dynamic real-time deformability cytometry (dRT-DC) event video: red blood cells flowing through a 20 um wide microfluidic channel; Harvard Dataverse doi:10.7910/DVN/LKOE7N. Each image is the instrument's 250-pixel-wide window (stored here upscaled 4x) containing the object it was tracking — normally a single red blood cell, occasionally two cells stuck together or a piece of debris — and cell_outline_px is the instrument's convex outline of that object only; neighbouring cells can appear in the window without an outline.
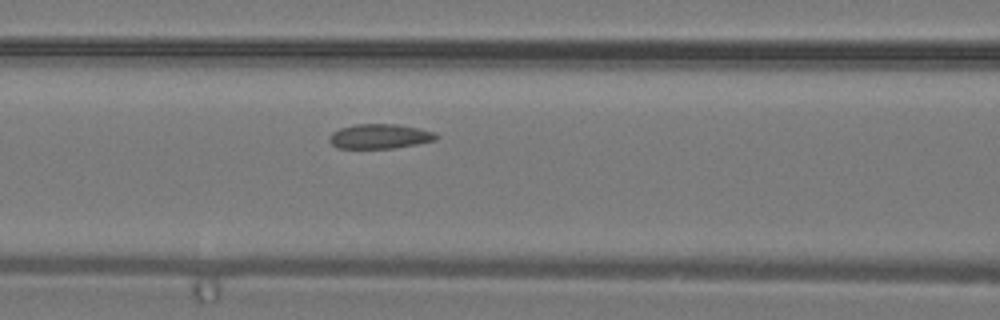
{"species": "common noctule bat (a hibernating species)", "species_latin": "Nyctalus noctula", "temperature_condition": "warm", "stored_images_in_passage": 3, "camera_frame_rate_fps": 3000, "um_per_image_px": 0.085, "animal": {"sex": "male", "body_mass_g": 19.2, "forearm_length_mm": 51.8}, "frame": {"image": 1, "passage_image": 3, "time_ms": 0.667, "image_size_px": [1000, 320], "cell_outline_px": [[440, 136], [436, 140], [416, 144], [392, 148], [336, 148], [328, 140], [328, 136], [332, 132], [340, 128], [356, 124], [396, 124], [436, 132]], "centroid_in_image_um": [32.26, 11.59], "position_along_channel_um": 134.3, "area_um2": 15.37}}